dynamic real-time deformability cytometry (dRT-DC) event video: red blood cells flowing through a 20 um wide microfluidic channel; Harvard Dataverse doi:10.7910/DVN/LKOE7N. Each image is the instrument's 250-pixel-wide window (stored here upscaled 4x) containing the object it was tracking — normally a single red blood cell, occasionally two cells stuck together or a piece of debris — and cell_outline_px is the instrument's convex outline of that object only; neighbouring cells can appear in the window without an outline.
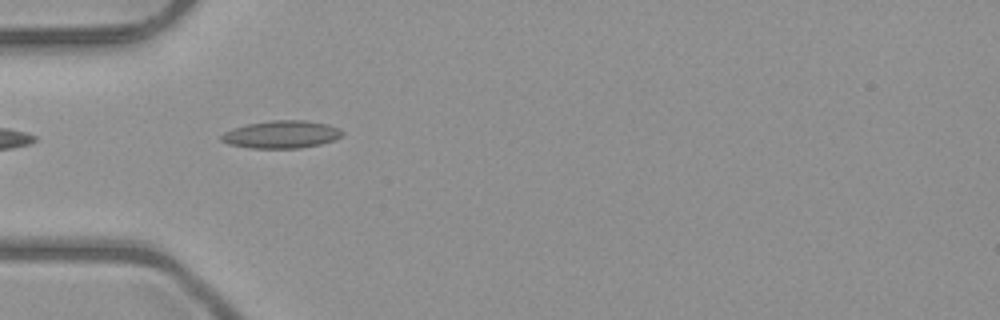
{"species": "common noctule bat (a hibernating species)", "species_latin": "Nyctalus noctula", "temperature_condition": "room temperature", "stored_images_in_passage": 37, "camera_frame_rate_fps": 3000, "um_per_image_px": 0.085, "animal": {"sex": "male", "body_mass_g": 23.1, "forearm_length_mm": 52.7}, "frame": {"image": 1, "passage_image": 2, "time_ms": 0.333, "image_size_px": [1000, 320], "cell_outline_px": [[344, 132], [336, 140], [320, 144], [300, 148], [252, 148], [228, 144], [220, 140], [220, 136], [224, 132], [232, 128], [248, 124], [272, 120], [304, 120], [328, 124], [340, 128]], "centroid_in_image_um": [23.93, 11.42], "position_along_channel_um": 61.1, "area_um2": 19.54}}
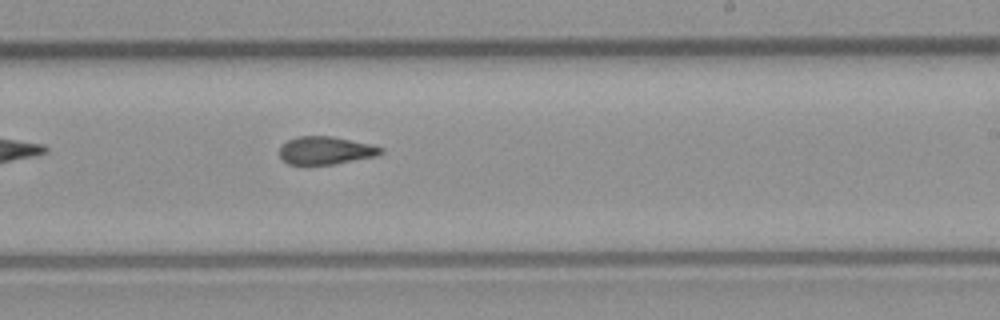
{"frame": {"image": 2, "passage_image": 17, "time_ms": 5.333, "image_size_px": [1000, 320], "cell_outline_px": [[384, 152], [376, 156], [332, 164], [288, 164], [280, 156], [280, 148], [288, 140], [296, 136], [332, 136], [372, 144], [384, 148]], "centroid_in_image_um": [27.71, 12.77], "position_along_channel_um": 261.3, "area_um2": 16.36}}
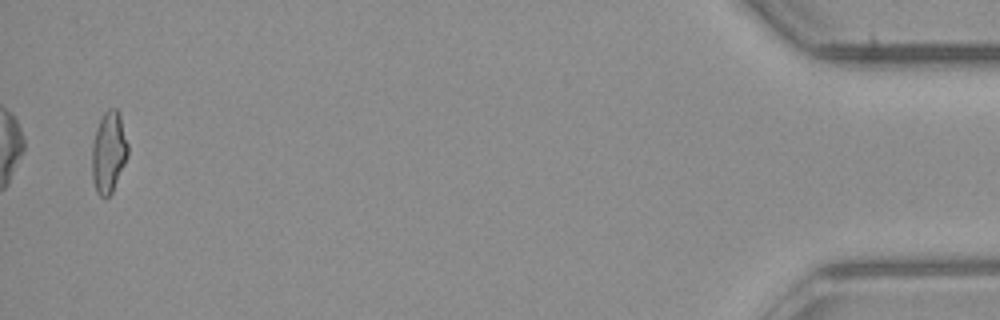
{"frame": {"image": 3, "passage_image": 36, "time_ms": 11.667, "image_size_px": [1000, 320], "cell_outline_px": [[128, 156], [112, 192], [108, 196], [100, 196], [96, 192], [92, 180], [92, 144], [96, 128], [104, 112], [108, 108], [116, 108], [120, 112], [128, 144]], "centroid_in_image_um": [9.24, 12.91], "position_along_channel_um": 426.0, "area_um2": 17.17}, "authors_computed_cell_mechanics": {"area_um2": 16.8776, "velocity_mm_per_s": 4.0435, "shape_relaxation_time_tau1_ms": null, "shape_relaxation_time_tau2_ms": 2.4865, "deformation_change_tau1": null, "deformation_change_tau2": 0.0873}}